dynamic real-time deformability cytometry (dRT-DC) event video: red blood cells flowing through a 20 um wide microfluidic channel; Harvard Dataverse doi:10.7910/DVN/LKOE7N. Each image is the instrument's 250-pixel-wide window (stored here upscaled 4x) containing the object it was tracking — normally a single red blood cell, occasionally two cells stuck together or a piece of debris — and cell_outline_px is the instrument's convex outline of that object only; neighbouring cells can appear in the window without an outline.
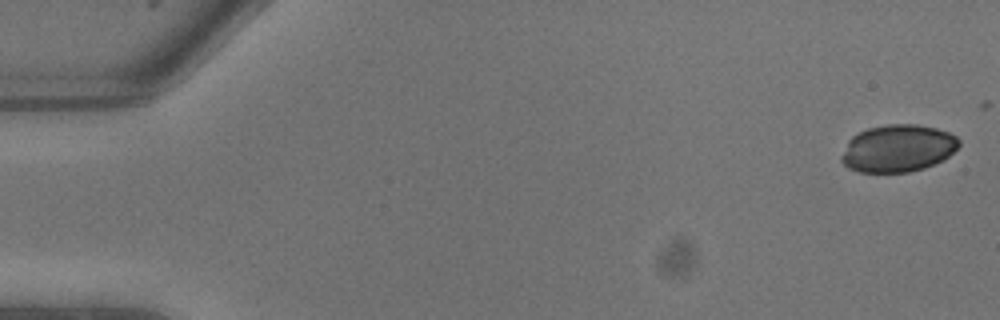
{"species": "common noctule bat (a hibernating species)", "species_latin": "Nyctalus noctula", "temperature_condition": "warm", "stored_images_in_passage": 11, "camera_frame_rate_fps": 3000, "um_per_image_px": 0.085, "animal": {"sex": "male", "body_mass_g": 13.3}, "frame": {"image": 1, "passage_image": 1, "time_ms": 0.0, "image_size_px": [1000, 320], "cell_outline_px": [[960, 144], [948, 156], [924, 168], [908, 172], [860, 172], [848, 168], [840, 160], [840, 156], [848, 140], [852, 136], [868, 128], [888, 124], [916, 124], [936, 128], [948, 132], [956, 136], [960, 140]], "centroid_in_image_um": [76.29, 12.6], "position_along_channel_um": 8.7, "area_um2": 32.31}}
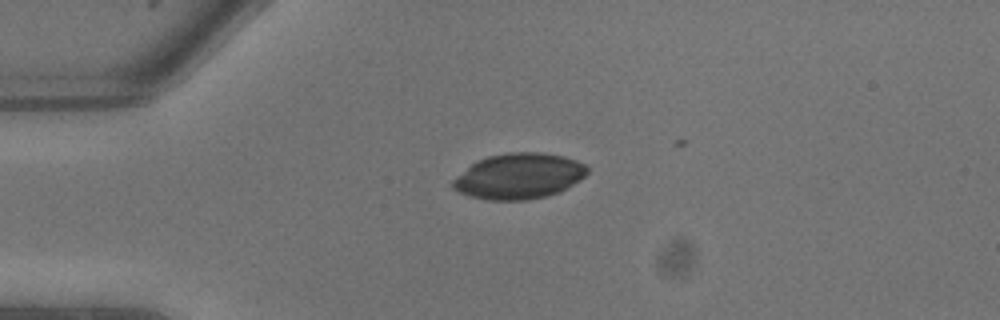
{"frame": {"image": 2, "passage_image": 6, "time_ms": 1.667, "image_size_px": [1000, 320], "cell_outline_px": [[588, 172], [580, 180], [560, 192], [548, 196], [528, 200], [488, 200], [468, 196], [452, 188], [452, 180], [456, 176], [476, 160], [488, 156], [512, 152], [540, 152], [564, 156], [576, 160], [584, 164], [588, 168]], "centroid_in_image_um": [44.1, 14.98], "position_along_channel_um": 40.9, "area_um2": 35.95}}
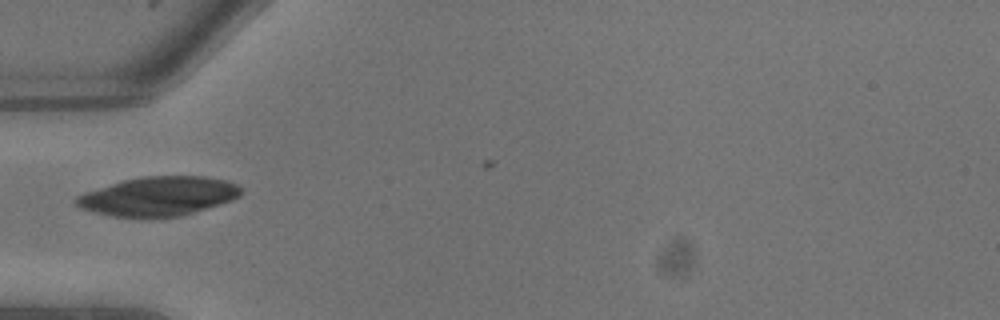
{"frame": {"image": 3, "passage_image": 8, "time_ms": 2.333, "image_size_px": [1000, 320], "cell_outline_px": [[244, 192], [240, 196], [232, 200], [180, 216], [148, 220], [112, 216], [92, 212], [80, 208], [72, 200], [76, 196], [84, 192], [124, 180], [144, 176], [204, 176], [224, 180], [236, 184], [244, 188]], "centroid_in_image_um": [13.44, 16.71], "position_along_channel_um": 71.6, "area_um2": 38.26}}